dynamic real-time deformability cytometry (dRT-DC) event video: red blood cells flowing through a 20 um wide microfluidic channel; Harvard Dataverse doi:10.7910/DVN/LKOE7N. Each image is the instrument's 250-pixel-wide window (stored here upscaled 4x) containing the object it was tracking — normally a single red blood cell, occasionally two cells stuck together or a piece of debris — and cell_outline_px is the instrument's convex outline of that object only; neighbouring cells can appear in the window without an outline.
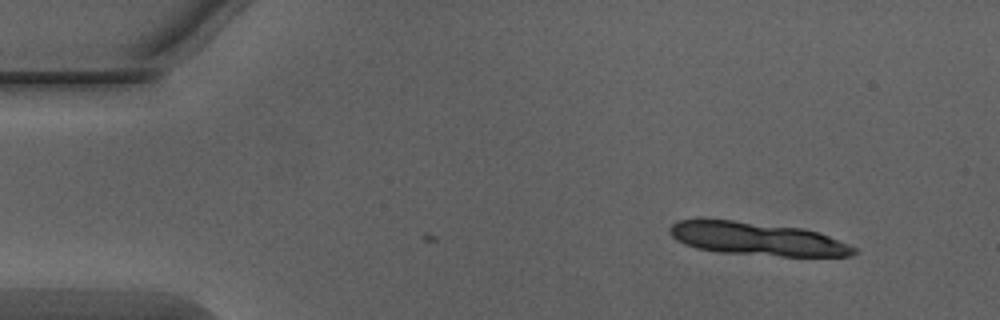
{"species": "Egyptian fruit bat (a non-hibernating species)", "species_latin": "Rousettus aegyptiacus", "temperature_condition": "warm", "stored_images_in_passage": 2, "camera_frame_rate_fps": 3000, "um_per_image_px": 0.085, "animal": {"sex": "male"}, "frame": {"image": 1, "passage_image": 2, "time_ms": 0.333, "image_size_px": [1000, 320], "cell_outline_px": [[860, 252], [852, 256], [780, 256], [720, 252], [696, 248], [684, 244], [676, 240], [672, 236], [668, 228], [676, 220], [732, 220], [804, 228], [828, 236], [856, 248]], "centroid_in_image_um": [64.36, 20.31], "position_along_channel_um": 20.6, "area_um2": 35.32}}